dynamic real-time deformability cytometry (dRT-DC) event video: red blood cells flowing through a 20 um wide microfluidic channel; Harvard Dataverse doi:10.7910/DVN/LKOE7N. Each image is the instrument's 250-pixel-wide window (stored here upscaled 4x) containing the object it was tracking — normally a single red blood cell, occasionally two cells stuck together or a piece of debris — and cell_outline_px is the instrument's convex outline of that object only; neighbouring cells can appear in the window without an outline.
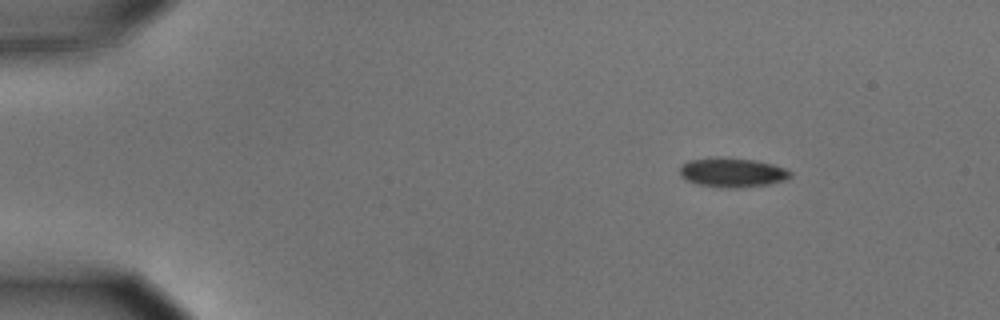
{"species": "common noctule bat (a hibernating species)", "species_latin": "Nyctalus noctula", "temperature_condition": "cold", "stored_images_in_passage": 49, "camera_frame_rate_fps": 3000, "um_per_image_px": 0.085, "animal": {"sex": "male", "body_mass_g": 15.6}, "frame": {"image": 1, "passage_image": 1, "time_ms": 0.0, "image_size_px": [1000, 320], "cell_outline_px": [[792, 176], [784, 180], [768, 184], [736, 188], [720, 188], [696, 184], [680, 176], [680, 164], [688, 160], [712, 156], [720, 156], [756, 160], [772, 164], [784, 168], [792, 172]], "centroid_in_image_um": [62.2, 14.64], "position_along_channel_um": 22.8, "area_um2": 19.31}}
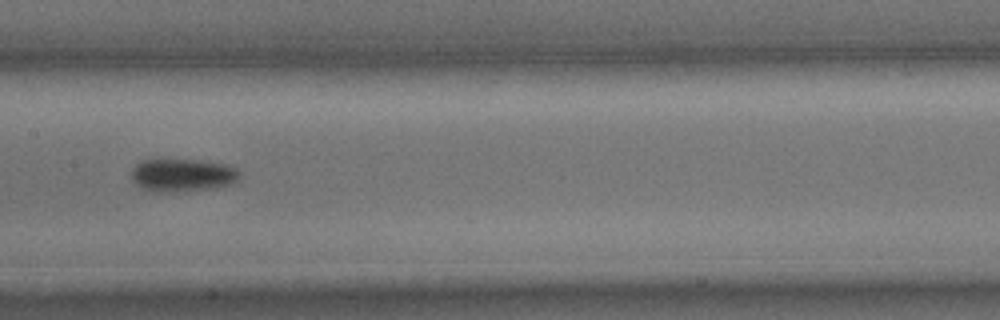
{"frame": {"image": 2, "passage_image": 22, "time_ms": 7.0, "image_size_px": [1000, 320], "cell_outline_px": [[240, 172], [236, 180], [228, 184], [212, 188], [168, 192], [152, 192], [136, 184], [132, 180], [132, 168], [140, 160], [148, 156], [152, 156], [200, 160], [228, 164], [236, 168]], "centroid_in_image_um": [15.41, 14.81], "position_along_channel_um": 192.0, "area_um2": 21.5}}
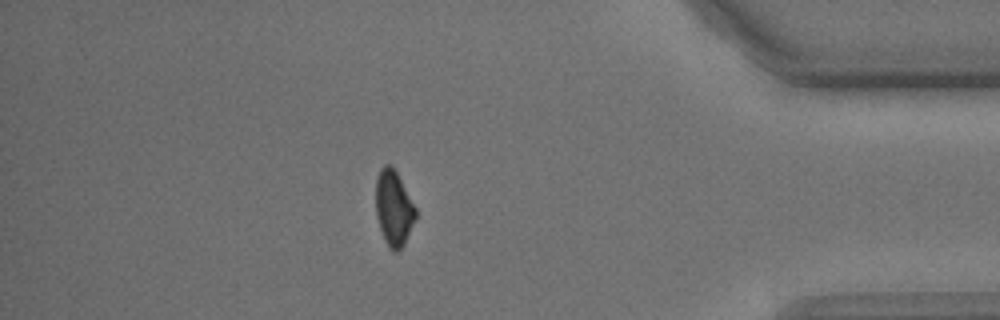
{"frame": {"image": 3, "passage_image": 42, "time_ms": 13.667, "image_size_px": [1000, 320], "cell_outline_px": [[416, 216], [404, 244], [396, 252], [388, 248], [384, 240], [376, 216], [376, 180], [380, 168], [384, 164], [392, 164], [416, 208]], "centroid_in_image_um": [33.45, 17.67], "position_along_channel_um": 401.8, "area_um2": 17.4}, "authors_computed_cell_mechanics": {"area_um2": 19.5942, "velocity_mm_per_s": 3.6371, "shape_relaxation_time_tau1_ms": 2.2699, "shape_relaxation_time_tau2_ms": null, "deformation_change_tau1": 0.0844, "deformation_change_tau2": null}}